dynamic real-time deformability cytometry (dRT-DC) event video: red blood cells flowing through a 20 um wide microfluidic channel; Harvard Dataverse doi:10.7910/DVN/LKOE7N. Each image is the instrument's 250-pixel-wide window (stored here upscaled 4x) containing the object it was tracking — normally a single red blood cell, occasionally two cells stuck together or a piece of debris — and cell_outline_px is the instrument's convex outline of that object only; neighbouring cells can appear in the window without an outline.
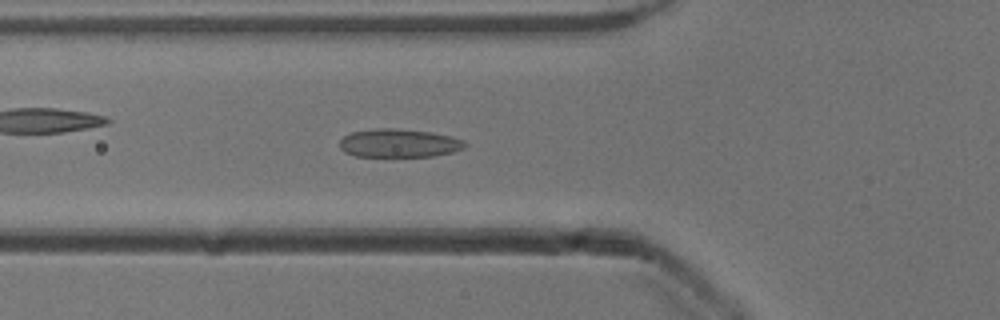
{"species": "common noctule bat (a hibernating species)", "species_latin": "Nyctalus noctula", "temperature_condition": "cold", "stored_images_in_passage": 42, "camera_frame_rate_fps": 3000, "um_per_image_px": 0.085, "animal": {"sex": "male", "body_mass_g": 13.3}, "frame": {"image": 1, "passage_image": 8, "time_ms": 2.333, "image_size_px": [1000, 320], "cell_outline_px": [[468, 144], [464, 148], [452, 152], [432, 156], [356, 156], [344, 152], [340, 148], [340, 140], [344, 136], [352, 132], [376, 128], [392, 128], [428, 132], [452, 136], [464, 140]], "centroid_in_image_um": [33.92, 12.17], "position_along_channel_um": 91.9, "area_um2": 20.63}}
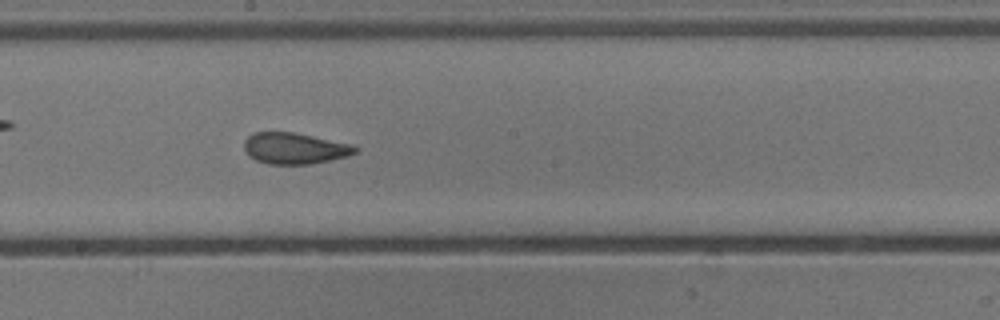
{"frame": {"image": 2, "passage_image": 18, "time_ms": 5.667, "image_size_px": [1000, 320], "cell_outline_px": [[360, 148], [356, 152], [348, 156], [312, 164], [268, 164], [256, 160], [248, 156], [244, 148], [244, 140], [252, 132], [292, 132], [352, 144]], "centroid_in_image_um": [25.03, 12.61], "position_along_channel_um": 223.2, "area_um2": 20.29}}
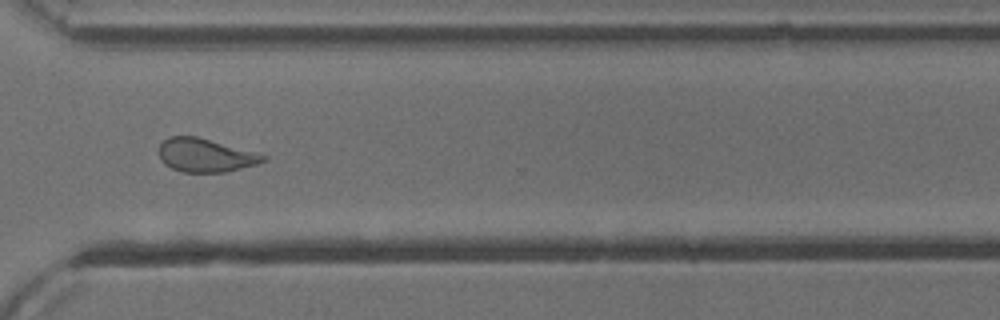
{"frame": {"image": 3, "passage_image": 28, "time_ms": 9.0, "image_size_px": [1000, 320], "cell_outline_px": [[268, 156], [264, 160], [256, 164], [224, 172], [184, 172], [172, 168], [164, 164], [160, 160], [160, 144], [164, 140], [172, 136], [196, 136], [260, 152]], "centroid_in_image_um": [17.49, 13.19], "position_along_channel_um": 353.1, "area_um2": 20.35}, "authors_computed_cell_mechanics": {"area_um2": 21.0103, "velocity_mm_per_s": 3.9058, "shape_relaxation_time_tau1_ms": null, "shape_relaxation_time_tau2_ms": 1.591, "deformation_change_tau1": null, "deformation_change_tau2": 0.0824}}